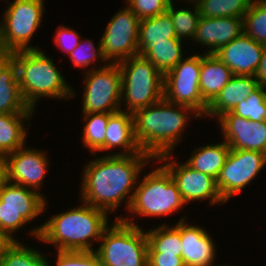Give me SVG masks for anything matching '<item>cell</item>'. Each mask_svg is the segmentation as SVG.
Instances as JSON below:
<instances>
[{
    "instance_id": "obj_1",
    "label": "cell",
    "mask_w": 266,
    "mask_h": 266,
    "mask_svg": "<svg viewBox=\"0 0 266 266\" xmlns=\"http://www.w3.org/2000/svg\"><path fill=\"white\" fill-rule=\"evenodd\" d=\"M97 155L82 168L78 197L108 214H117L123 204L128 212L140 175L154 158L148 153Z\"/></svg>"
},
{
    "instance_id": "obj_2",
    "label": "cell",
    "mask_w": 266,
    "mask_h": 266,
    "mask_svg": "<svg viewBox=\"0 0 266 266\" xmlns=\"http://www.w3.org/2000/svg\"><path fill=\"white\" fill-rule=\"evenodd\" d=\"M79 203L53 214L38 226H30L28 238L54 246L56 250L53 251H96L94 245L99 244L102 233L112 223L110 216L81 200Z\"/></svg>"
},
{
    "instance_id": "obj_3",
    "label": "cell",
    "mask_w": 266,
    "mask_h": 266,
    "mask_svg": "<svg viewBox=\"0 0 266 266\" xmlns=\"http://www.w3.org/2000/svg\"><path fill=\"white\" fill-rule=\"evenodd\" d=\"M202 117L192 108L166 101L138 109L133 113L134 134L143 152L154 159L173 153L185 137L189 121ZM185 131V132H184Z\"/></svg>"
},
{
    "instance_id": "obj_4",
    "label": "cell",
    "mask_w": 266,
    "mask_h": 266,
    "mask_svg": "<svg viewBox=\"0 0 266 266\" xmlns=\"http://www.w3.org/2000/svg\"><path fill=\"white\" fill-rule=\"evenodd\" d=\"M53 60L44 49L14 52L13 61L17 67L21 95L25 103L35 111L44 97L65 101L77 96L78 92L66 81Z\"/></svg>"
},
{
    "instance_id": "obj_5",
    "label": "cell",
    "mask_w": 266,
    "mask_h": 266,
    "mask_svg": "<svg viewBox=\"0 0 266 266\" xmlns=\"http://www.w3.org/2000/svg\"><path fill=\"white\" fill-rule=\"evenodd\" d=\"M151 164L152 171L148 173L142 171L140 175L129 210L126 212L129 215L119 214L115 219L139 227L138 219L135 221L134 218L157 219L176 214L186 207L187 204L169 171L160 162L157 163L156 159ZM155 164L158 167H155Z\"/></svg>"
},
{
    "instance_id": "obj_6",
    "label": "cell",
    "mask_w": 266,
    "mask_h": 266,
    "mask_svg": "<svg viewBox=\"0 0 266 266\" xmlns=\"http://www.w3.org/2000/svg\"><path fill=\"white\" fill-rule=\"evenodd\" d=\"M118 65L122 83L121 110L133 114L163 99L164 75L142 54Z\"/></svg>"
},
{
    "instance_id": "obj_7",
    "label": "cell",
    "mask_w": 266,
    "mask_h": 266,
    "mask_svg": "<svg viewBox=\"0 0 266 266\" xmlns=\"http://www.w3.org/2000/svg\"><path fill=\"white\" fill-rule=\"evenodd\" d=\"M144 228L114 219L102 233L96 247L102 266H148Z\"/></svg>"
},
{
    "instance_id": "obj_8",
    "label": "cell",
    "mask_w": 266,
    "mask_h": 266,
    "mask_svg": "<svg viewBox=\"0 0 266 266\" xmlns=\"http://www.w3.org/2000/svg\"><path fill=\"white\" fill-rule=\"evenodd\" d=\"M6 3L0 19V45L13 52L42 49L40 45L33 46L31 40L43 26L45 0H13L11 3L7 0Z\"/></svg>"
},
{
    "instance_id": "obj_9",
    "label": "cell",
    "mask_w": 266,
    "mask_h": 266,
    "mask_svg": "<svg viewBox=\"0 0 266 266\" xmlns=\"http://www.w3.org/2000/svg\"><path fill=\"white\" fill-rule=\"evenodd\" d=\"M47 199L37 191L7 181L0 188V230L12 241H20L15 233L46 213L50 206Z\"/></svg>"
},
{
    "instance_id": "obj_10",
    "label": "cell",
    "mask_w": 266,
    "mask_h": 266,
    "mask_svg": "<svg viewBox=\"0 0 266 266\" xmlns=\"http://www.w3.org/2000/svg\"><path fill=\"white\" fill-rule=\"evenodd\" d=\"M184 57L172 70L164 75L163 98L171 103L187 106L202 118L208 105L203 101L199 89L201 53ZM193 54V55H192Z\"/></svg>"
},
{
    "instance_id": "obj_11",
    "label": "cell",
    "mask_w": 266,
    "mask_h": 266,
    "mask_svg": "<svg viewBox=\"0 0 266 266\" xmlns=\"http://www.w3.org/2000/svg\"><path fill=\"white\" fill-rule=\"evenodd\" d=\"M82 114L113 113L121 110V71L118 64H108L83 73Z\"/></svg>"
},
{
    "instance_id": "obj_12",
    "label": "cell",
    "mask_w": 266,
    "mask_h": 266,
    "mask_svg": "<svg viewBox=\"0 0 266 266\" xmlns=\"http://www.w3.org/2000/svg\"><path fill=\"white\" fill-rule=\"evenodd\" d=\"M266 166V154L259 151L232 149L216 180L225 203L243 192ZM257 176V177H256Z\"/></svg>"
},
{
    "instance_id": "obj_13",
    "label": "cell",
    "mask_w": 266,
    "mask_h": 266,
    "mask_svg": "<svg viewBox=\"0 0 266 266\" xmlns=\"http://www.w3.org/2000/svg\"><path fill=\"white\" fill-rule=\"evenodd\" d=\"M123 6L110 18L100 37L104 58L110 64L139 55L140 19L125 3Z\"/></svg>"
},
{
    "instance_id": "obj_14",
    "label": "cell",
    "mask_w": 266,
    "mask_h": 266,
    "mask_svg": "<svg viewBox=\"0 0 266 266\" xmlns=\"http://www.w3.org/2000/svg\"><path fill=\"white\" fill-rule=\"evenodd\" d=\"M173 154L172 152L161 155L156 160L169 171L187 205L206 200L209 207L226 204L217 189L214 178L193 169L185 161L179 163L178 157H174Z\"/></svg>"
},
{
    "instance_id": "obj_15",
    "label": "cell",
    "mask_w": 266,
    "mask_h": 266,
    "mask_svg": "<svg viewBox=\"0 0 266 266\" xmlns=\"http://www.w3.org/2000/svg\"><path fill=\"white\" fill-rule=\"evenodd\" d=\"M50 159L46 150L28 147L26 144L7 155V180L37 191L46 198L48 195L41 191L48 169L51 168Z\"/></svg>"
},
{
    "instance_id": "obj_16",
    "label": "cell",
    "mask_w": 266,
    "mask_h": 266,
    "mask_svg": "<svg viewBox=\"0 0 266 266\" xmlns=\"http://www.w3.org/2000/svg\"><path fill=\"white\" fill-rule=\"evenodd\" d=\"M217 123L222 139L230 148L266 154V120L255 122L229 111Z\"/></svg>"
},
{
    "instance_id": "obj_17",
    "label": "cell",
    "mask_w": 266,
    "mask_h": 266,
    "mask_svg": "<svg viewBox=\"0 0 266 266\" xmlns=\"http://www.w3.org/2000/svg\"><path fill=\"white\" fill-rule=\"evenodd\" d=\"M182 260L185 266H216L217 245L203 225L179 221Z\"/></svg>"
},
{
    "instance_id": "obj_18",
    "label": "cell",
    "mask_w": 266,
    "mask_h": 266,
    "mask_svg": "<svg viewBox=\"0 0 266 266\" xmlns=\"http://www.w3.org/2000/svg\"><path fill=\"white\" fill-rule=\"evenodd\" d=\"M244 32L243 18L200 17L192 44L205 49L203 53L214 54L221 47ZM203 46V47H202Z\"/></svg>"
},
{
    "instance_id": "obj_19",
    "label": "cell",
    "mask_w": 266,
    "mask_h": 266,
    "mask_svg": "<svg viewBox=\"0 0 266 266\" xmlns=\"http://www.w3.org/2000/svg\"><path fill=\"white\" fill-rule=\"evenodd\" d=\"M263 45L244 32L214 53L233 75L255 76L261 60Z\"/></svg>"
},
{
    "instance_id": "obj_20",
    "label": "cell",
    "mask_w": 266,
    "mask_h": 266,
    "mask_svg": "<svg viewBox=\"0 0 266 266\" xmlns=\"http://www.w3.org/2000/svg\"><path fill=\"white\" fill-rule=\"evenodd\" d=\"M105 152L106 155L112 156L146 153L141 150L136 141L132 113L124 110L109 113L105 135Z\"/></svg>"
},
{
    "instance_id": "obj_21",
    "label": "cell",
    "mask_w": 266,
    "mask_h": 266,
    "mask_svg": "<svg viewBox=\"0 0 266 266\" xmlns=\"http://www.w3.org/2000/svg\"><path fill=\"white\" fill-rule=\"evenodd\" d=\"M259 86L256 76L234 75L221 89V92L208 106L204 118L217 120L226 112L232 111L239 102L245 100Z\"/></svg>"
},
{
    "instance_id": "obj_22",
    "label": "cell",
    "mask_w": 266,
    "mask_h": 266,
    "mask_svg": "<svg viewBox=\"0 0 266 266\" xmlns=\"http://www.w3.org/2000/svg\"><path fill=\"white\" fill-rule=\"evenodd\" d=\"M233 76L230 68L214 54L201 53L199 89L203 101L208 106Z\"/></svg>"
},
{
    "instance_id": "obj_23",
    "label": "cell",
    "mask_w": 266,
    "mask_h": 266,
    "mask_svg": "<svg viewBox=\"0 0 266 266\" xmlns=\"http://www.w3.org/2000/svg\"><path fill=\"white\" fill-rule=\"evenodd\" d=\"M35 115L36 113L0 114V153L8 155L26 145L30 135L28 128Z\"/></svg>"
},
{
    "instance_id": "obj_24",
    "label": "cell",
    "mask_w": 266,
    "mask_h": 266,
    "mask_svg": "<svg viewBox=\"0 0 266 266\" xmlns=\"http://www.w3.org/2000/svg\"><path fill=\"white\" fill-rule=\"evenodd\" d=\"M196 147L185 162L193 169L217 180L229 155V145L222 139L221 142H210Z\"/></svg>"
},
{
    "instance_id": "obj_25",
    "label": "cell",
    "mask_w": 266,
    "mask_h": 266,
    "mask_svg": "<svg viewBox=\"0 0 266 266\" xmlns=\"http://www.w3.org/2000/svg\"><path fill=\"white\" fill-rule=\"evenodd\" d=\"M161 41H181L176 37L171 16L167 11L155 17L140 20L138 34L139 54H142L150 45Z\"/></svg>"
},
{
    "instance_id": "obj_26",
    "label": "cell",
    "mask_w": 266,
    "mask_h": 266,
    "mask_svg": "<svg viewBox=\"0 0 266 266\" xmlns=\"http://www.w3.org/2000/svg\"><path fill=\"white\" fill-rule=\"evenodd\" d=\"M6 113H37L21 95L14 61L0 73V114Z\"/></svg>"
},
{
    "instance_id": "obj_27",
    "label": "cell",
    "mask_w": 266,
    "mask_h": 266,
    "mask_svg": "<svg viewBox=\"0 0 266 266\" xmlns=\"http://www.w3.org/2000/svg\"><path fill=\"white\" fill-rule=\"evenodd\" d=\"M185 219H188L187 215L183 214L173 225L162 222V224L153 228L145 229L148 253H164L181 257L182 248L179 221Z\"/></svg>"
},
{
    "instance_id": "obj_28",
    "label": "cell",
    "mask_w": 266,
    "mask_h": 266,
    "mask_svg": "<svg viewBox=\"0 0 266 266\" xmlns=\"http://www.w3.org/2000/svg\"><path fill=\"white\" fill-rule=\"evenodd\" d=\"M184 45V46H183ZM184 41H161L150 45L142 55L163 75L172 70L185 56Z\"/></svg>"
},
{
    "instance_id": "obj_29",
    "label": "cell",
    "mask_w": 266,
    "mask_h": 266,
    "mask_svg": "<svg viewBox=\"0 0 266 266\" xmlns=\"http://www.w3.org/2000/svg\"><path fill=\"white\" fill-rule=\"evenodd\" d=\"M83 126L81 129L82 147L91 155H105V135L108 124L109 113L82 114Z\"/></svg>"
},
{
    "instance_id": "obj_30",
    "label": "cell",
    "mask_w": 266,
    "mask_h": 266,
    "mask_svg": "<svg viewBox=\"0 0 266 266\" xmlns=\"http://www.w3.org/2000/svg\"><path fill=\"white\" fill-rule=\"evenodd\" d=\"M175 0H171L169 2L167 12L170 14L174 29L176 32V37L181 41H188L192 42L193 37L195 35L197 25L200 19V13L198 6L195 1H183L184 4L192 7H181L178 8L174 4ZM178 8V9H177ZM192 8V9H191ZM188 39V40H186Z\"/></svg>"
},
{
    "instance_id": "obj_31",
    "label": "cell",
    "mask_w": 266,
    "mask_h": 266,
    "mask_svg": "<svg viewBox=\"0 0 266 266\" xmlns=\"http://www.w3.org/2000/svg\"><path fill=\"white\" fill-rule=\"evenodd\" d=\"M47 254L40 248L30 247L20 241H13L0 257V266H46Z\"/></svg>"
},
{
    "instance_id": "obj_32",
    "label": "cell",
    "mask_w": 266,
    "mask_h": 266,
    "mask_svg": "<svg viewBox=\"0 0 266 266\" xmlns=\"http://www.w3.org/2000/svg\"><path fill=\"white\" fill-rule=\"evenodd\" d=\"M68 57L74 68L84 69L83 73L105 67L109 64L104 58L101 39H99L98 45H96L94 44L93 39L82 38L79 45L68 55ZM98 61L101 64L97 63ZM97 64H99V66Z\"/></svg>"
},
{
    "instance_id": "obj_33",
    "label": "cell",
    "mask_w": 266,
    "mask_h": 266,
    "mask_svg": "<svg viewBox=\"0 0 266 266\" xmlns=\"http://www.w3.org/2000/svg\"><path fill=\"white\" fill-rule=\"evenodd\" d=\"M253 0H195L201 17L243 18Z\"/></svg>"
},
{
    "instance_id": "obj_34",
    "label": "cell",
    "mask_w": 266,
    "mask_h": 266,
    "mask_svg": "<svg viewBox=\"0 0 266 266\" xmlns=\"http://www.w3.org/2000/svg\"><path fill=\"white\" fill-rule=\"evenodd\" d=\"M244 33L266 45V4L253 0L243 17Z\"/></svg>"
},
{
    "instance_id": "obj_35",
    "label": "cell",
    "mask_w": 266,
    "mask_h": 266,
    "mask_svg": "<svg viewBox=\"0 0 266 266\" xmlns=\"http://www.w3.org/2000/svg\"><path fill=\"white\" fill-rule=\"evenodd\" d=\"M231 112L255 122L266 120V88L259 85L245 100L239 102Z\"/></svg>"
},
{
    "instance_id": "obj_36",
    "label": "cell",
    "mask_w": 266,
    "mask_h": 266,
    "mask_svg": "<svg viewBox=\"0 0 266 266\" xmlns=\"http://www.w3.org/2000/svg\"><path fill=\"white\" fill-rule=\"evenodd\" d=\"M54 266H102L96 251H59L57 250ZM51 263V264H50ZM52 261L46 258V266H52Z\"/></svg>"
},
{
    "instance_id": "obj_37",
    "label": "cell",
    "mask_w": 266,
    "mask_h": 266,
    "mask_svg": "<svg viewBox=\"0 0 266 266\" xmlns=\"http://www.w3.org/2000/svg\"><path fill=\"white\" fill-rule=\"evenodd\" d=\"M131 11L141 20L155 17L167 11L171 0H123Z\"/></svg>"
},
{
    "instance_id": "obj_38",
    "label": "cell",
    "mask_w": 266,
    "mask_h": 266,
    "mask_svg": "<svg viewBox=\"0 0 266 266\" xmlns=\"http://www.w3.org/2000/svg\"><path fill=\"white\" fill-rule=\"evenodd\" d=\"M55 33L54 37H52L53 42L66 56L80 43L81 35L70 26H65L61 23Z\"/></svg>"
},
{
    "instance_id": "obj_39",
    "label": "cell",
    "mask_w": 266,
    "mask_h": 266,
    "mask_svg": "<svg viewBox=\"0 0 266 266\" xmlns=\"http://www.w3.org/2000/svg\"><path fill=\"white\" fill-rule=\"evenodd\" d=\"M148 266H185L182 257L164 253H148Z\"/></svg>"
},
{
    "instance_id": "obj_40",
    "label": "cell",
    "mask_w": 266,
    "mask_h": 266,
    "mask_svg": "<svg viewBox=\"0 0 266 266\" xmlns=\"http://www.w3.org/2000/svg\"><path fill=\"white\" fill-rule=\"evenodd\" d=\"M258 84L266 88V45L263 46L262 56L256 73Z\"/></svg>"
},
{
    "instance_id": "obj_41",
    "label": "cell",
    "mask_w": 266,
    "mask_h": 266,
    "mask_svg": "<svg viewBox=\"0 0 266 266\" xmlns=\"http://www.w3.org/2000/svg\"><path fill=\"white\" fill-rule=\"evenodd\" d=\"M14 52L0 45V73L13 61Z\"/></svg>"
},
{
    "instance_id": "obj_42",
    "label": "cell",
    "mask_w": 266,
    "mask_h": 266,
    "mask_svg": "<svg viewBox=\"0 0 266 266\" xmlns=\"http://www.w3.org/2000/svg\"><path fill=\"white\" fill-rule=\"evenodd\" d=\"M7 181V155L0 153V188Z\"/></svg>"
},
{
    "instance_id": "obj_43",
    "label": "cell",
    "mask_w": 266,
    "mask_h": 266,
    "mask_svg": "<svg viewBox=\"0 0 266 266\" xmlns=\"http://www.w3.org/2000/svg\"><path fill=\"white\" fill-rule=\"evenodd\" d=\"M13 241L0 230V257L4 254L6 248L12 243Z\"/></svg>"
},
{
    "instance_id": "obj_44",
    "label": "cell",
    "mask_w": 266,
    "mask_h": 266,
    "mask_svg": "<svg viewBox=\"0 0 266 266\" xmlns=\"http://www.w3.org/2000/svg\"><path fill=\"white\" fill-rule=\"evenodd\" d=\"M216 266H232V265H228V264L222 263V264L216 265ZM233 266H235V265H233Z\"/></svg>"
},
{
    "instance_id": "obj_45",
    "label": "cell",
    "mask_w": 266,
    "mask_h": 266,
    "mask_svg": "<svg viewBox=\"0 0 266 266\" xmlns=\"http://www.w3.org/2000/svg\"><path fill=\"white\" fill-rule=\"evenodd\" d=\"M257 1H259V2H261L263 4H266V0H257Z\"/></svg>"
},
{
    "instance_id": "obj_46",
    "label": "cell",
    "mask_w": 266,
    "mask_h": 266,
    "mask_svg": "<svg viewBox=\"0 0 266 266\" xmlns=\"http://www.w3.org/2000/svg\"><path fill=\"white\" fill-rule=\"evenodd\" d=\"M181 1H195V0H179L178 2H180V3H178V4H181Z\"/></svg>"
}]
</instances>
